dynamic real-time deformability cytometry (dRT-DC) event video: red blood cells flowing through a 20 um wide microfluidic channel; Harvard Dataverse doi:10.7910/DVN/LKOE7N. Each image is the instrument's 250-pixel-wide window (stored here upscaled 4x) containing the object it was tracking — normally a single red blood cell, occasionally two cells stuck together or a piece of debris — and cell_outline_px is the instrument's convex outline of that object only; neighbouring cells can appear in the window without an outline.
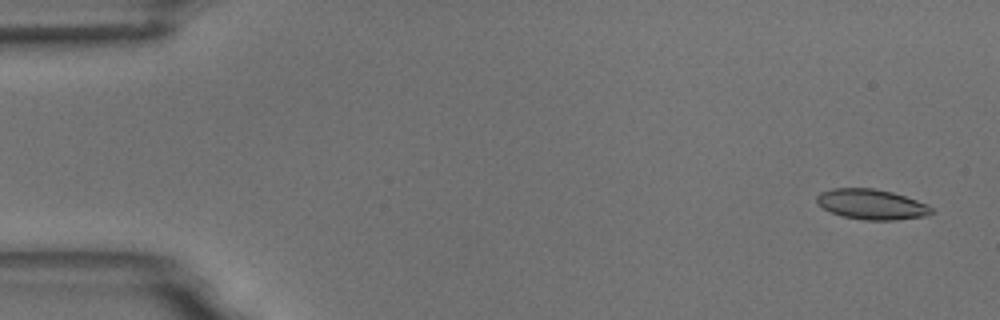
{"species": "common noctule bat (a hibernating species)", "species_latin": "Nyctalus noctula", "temperature_condition": "room temperature", "stored_images_in_passage": 4, "camera_frame_rate_fps": 3000, "um_per_image_px": 0.085, "animal": {"sex": "male", "body_mass_g": 18.8}, "frame": {"image": 1, "passage_image": 1, "time_ms": 0.0, "image_size_px": [1000, 320], "cell_outline_px": [[932, 212], [924, 216], [896, 220], [864, 220], [844, 216], [832, 212], [824, 208], [816, 200], [816, 196], [820, 192], [832, 188], [872, 188], [892, 192], [928, 204], [932, 208]], "centroid_in_image_um": [74.08, 17.36], "position_along_channel_um": 10.9, "area_um2": 20.0}}
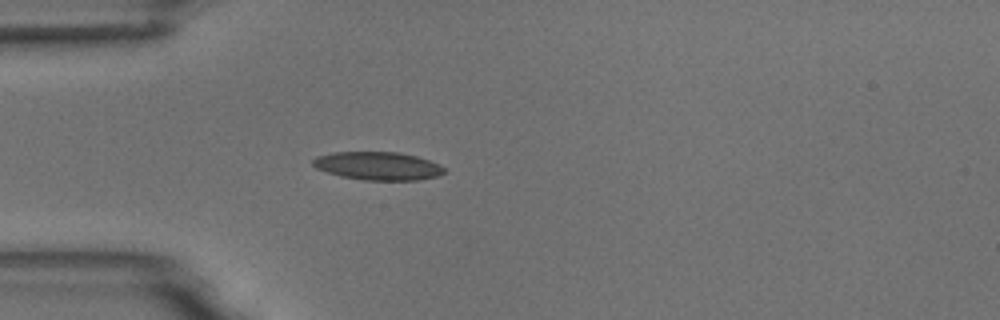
{"frame": {"image": 2, "passage_image": 4, "time_ms": 4.333, "image_size_px": [1000, 320], "cell_outline_px": [[444, 172], [436, 176], [416, 180], [364, 180], [340, 176], [316, 168], [312, 164], [312, 160], [316, 156], [332, 152], [400, 152], [416, 156], [440, 164], [444, 168]], "centroid_in_image_um": [32.09, 14.09], "position_along_channel_um": 52.9, "area_um2": 21.5}}